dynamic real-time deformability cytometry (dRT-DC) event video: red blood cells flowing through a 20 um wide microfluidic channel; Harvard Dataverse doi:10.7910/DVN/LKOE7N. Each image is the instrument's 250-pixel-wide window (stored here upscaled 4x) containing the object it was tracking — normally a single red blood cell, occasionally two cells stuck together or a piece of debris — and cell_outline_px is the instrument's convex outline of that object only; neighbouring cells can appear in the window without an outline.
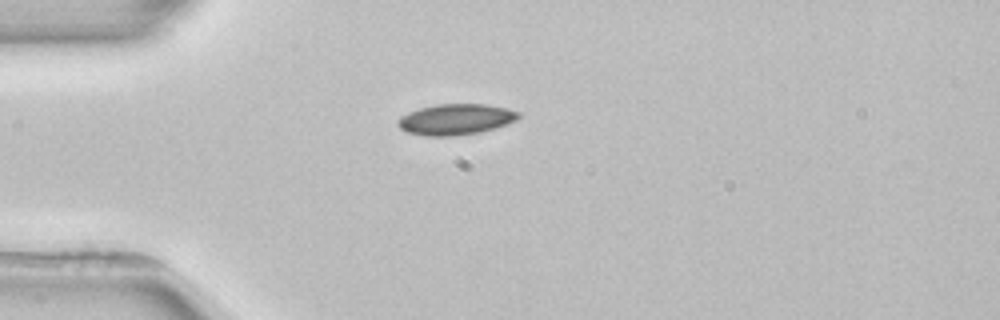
{"species": "common noctule bat (a hibernating species)", "species_latin": "Nyctalus noctula", "temperature_condition": "room temperature", "stored_images_in_passage": 1, "camera_frame_rate_fps": 3000, "um_per_image_px": 0.085, "animal": {"sex": "female", "body_mass_g": 22.7, "forearm_length_mm": 54.2}, "frame": {"image": 1, "passage_image": 1, "time_ms": 0.0, "image_size_px": [1000, 320], "cell_outline_px": [[520, 116], [516, 120], [480, 132], [456, 136], [424, 136], [408, 132], [400, 128], [396, 124], [396, 120], [400, 116], [408, 112], [420, 108], [436, 104], [484, 104], [504, 108], [520, 112]], "centroid_in_image_um": [38.67, 10.15], "position_along_channel_um": 46.3, "area_um2": 21.62}}